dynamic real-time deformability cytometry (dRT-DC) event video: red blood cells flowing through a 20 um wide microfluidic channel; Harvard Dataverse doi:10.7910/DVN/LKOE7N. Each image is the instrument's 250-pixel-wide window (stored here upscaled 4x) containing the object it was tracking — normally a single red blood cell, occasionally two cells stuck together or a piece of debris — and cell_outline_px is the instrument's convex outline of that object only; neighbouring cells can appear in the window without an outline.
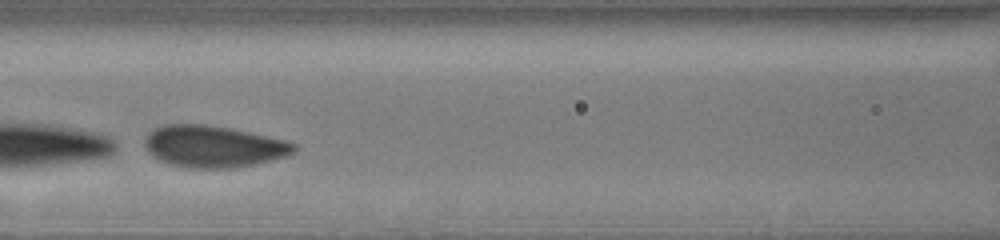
{"species": "human", "species_latin": "Homo sapiens", "temperature_condition": "cold", "stored_images_in_passage": 20, "segment_of_instrument_passage": [2, 2], "camera_frame_rate_fps": 3000, "um_per_image_px": 0.085, "donor": {"sex": "male"}, "frame": {"image": 1, "passage_image": 14, "time_ms": 3.667, "image_size_px": [1000, 240], "cell_outline_px": [[296, 148], [292, 152], [284, 156], [272, 160], [256, 164], [232, 168], [188, 168], [168, 164], [160, 160], [148, 152], [144, 148], [144, 140], [148, 132], [152, 128], [164, 124], [204, 124], [232, 128], [284, 140], [296, 144]], "centroid_in_image_um": [18.07, 12.44], "position_along_channel_um": 148.5, "area_um2": 36.47}}
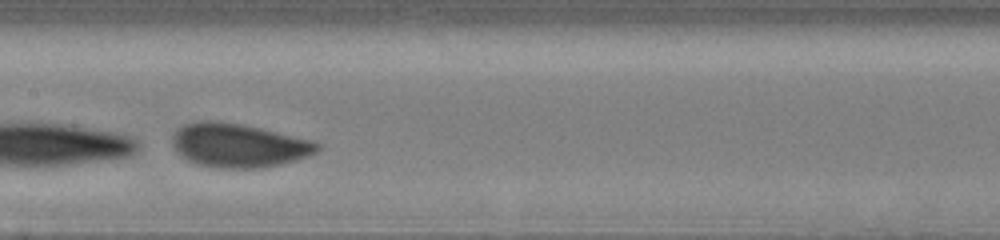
{"frame": {"image": 2, "passage_image": 18, "time_ms": 4.667, "image_size_px": [1000, 240], "cell_outline_px": [[320, 148], [316, 152], [308, 156], [296, 160], [280, 164], [260, 168], [216, 168], [196, 164], [188, 160], [176, 152], [172, 144], [172, 136], [176, 128], [184, 124], [196, 120], [216, 120], [240, 124], [260, 128], [312, 140], [320, 144]], "centroid_in_image_um": [20.23, 12.35], "position_along_channel_um": 187.2, "area_um2": 37.28}}